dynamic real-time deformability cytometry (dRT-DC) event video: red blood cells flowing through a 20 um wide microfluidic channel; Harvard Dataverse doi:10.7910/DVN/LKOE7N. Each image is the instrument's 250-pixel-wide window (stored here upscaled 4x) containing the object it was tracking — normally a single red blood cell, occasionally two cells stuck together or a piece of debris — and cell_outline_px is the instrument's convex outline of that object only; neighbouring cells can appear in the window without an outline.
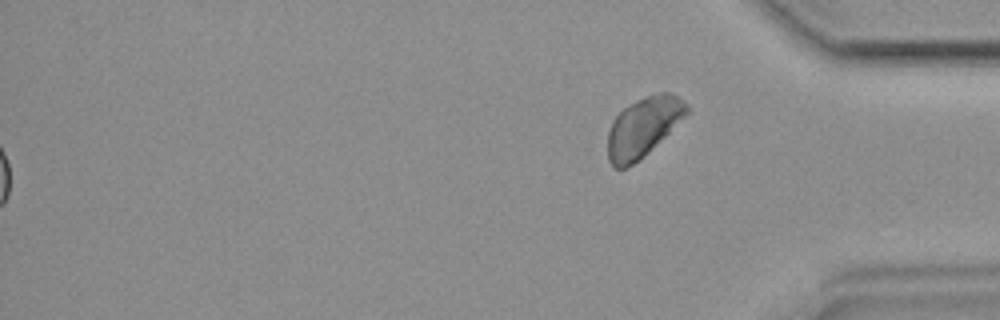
{"species": "common noctule bat (a hibernating species)", "species_latin": "Nyctalus noctula", "temperature_condition": "room temperature", "stored_images_in_passage": 46, "segment_of_instrument_passage": [2, 2], "camera_frame_rate_fps": 3000, "um_per_image_px": 0.085, "animal": {"sex": "female", "body_mass_g": 19.9}, "frame": {"image": 1, "passage_image": 46, "time_ms": 15.0, "image_size_px": [1000, 320], "cell_outline_px": [[688, 112], [640, 160], [624, 168], [612, 168], [608, 160], [608, 132], [612, 120], [628, 104], [636, 100], [660, 92], [668, 92], [676, 96], [688, 104]], "centroid_in_image_um": [54.62, 10.81], "position_along_channel_um": 380.6, "area_um2": 26.88}}